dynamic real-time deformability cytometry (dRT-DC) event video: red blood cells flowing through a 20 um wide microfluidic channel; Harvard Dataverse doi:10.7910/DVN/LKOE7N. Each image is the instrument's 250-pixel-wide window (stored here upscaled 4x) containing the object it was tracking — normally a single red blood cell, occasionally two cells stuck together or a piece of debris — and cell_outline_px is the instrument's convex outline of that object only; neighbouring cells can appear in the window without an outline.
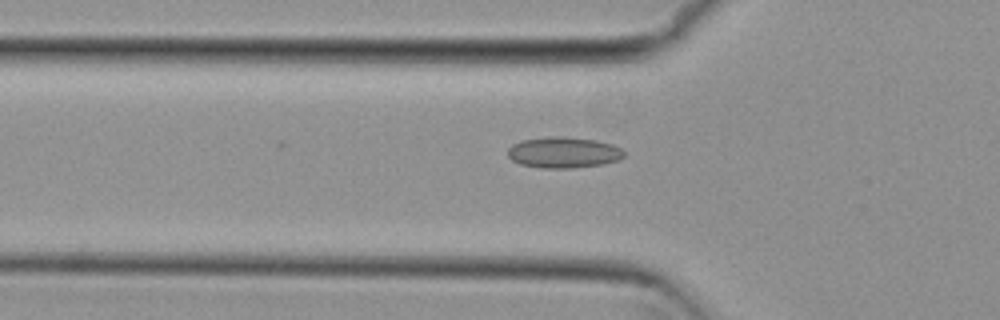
{"species": "common noctule bat (a hibernating species)", "species_latin": "Nyctalus noctula", "temperature_condition": "cold", "stored_images_in_passage": 33, "camera_frame_rate_fps": 3000, "um_per_image_px": 0.085, "animal": {"sex": "female", "body_mass_g": 29.2, "forearm_length_mm": 56.3}, "frame": {"image": 1, "passage_image": 2, "time_ms": 0.333, "image_size_px": [1000, 320], "cell_outline_px": [[624, 156], [620, 160], [604, 164], [572, 168], [540, 168], [520, 164], [512, 160], [508, 156], [508, 148], [512, 144], [520, 140], [548, 136], [560, 136], [596, 140], [612, 144], [620, 148], [624, 152]], "centroid_in_image_um": [47.89, 12.96], "position_along_channel_um": 77.9, "area_um2": 21.21}}
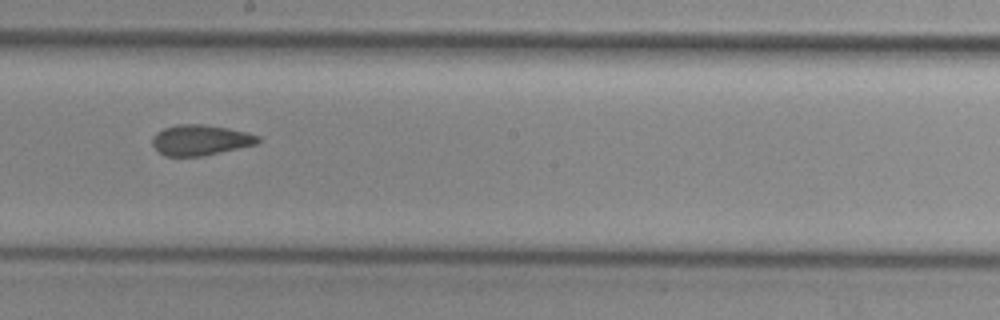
{"frame": {"image": 2, "passage_image": 14, "time_ms": 4.333, "image_size_px": [1000, 320], "cell_outline_px": [[260, 140], [256, 144], [204, 156], [164, 156], [152, 144], [152, 136], [156, 132], [164, 128], [176, 124], [204, 124], [228, 128], [248, 132], [260, 136]], "centroid_in_image_um": [17.03, 11.9], "position_along_channel_um": 231.2, "area_um2": 18.9}}
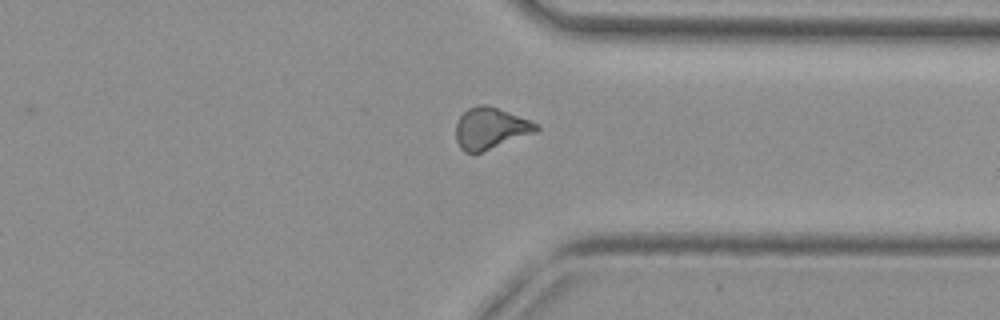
{"frame": {"image": 3, "passage_image": 25, "time_ms": 8.0, "image_size_px": [1000, 320], "cell_outline_px": [[540, 128], [536, 132], [480, 152], [464, 152], [460, 148], [456, 140], [456, 124], [460, 116], [468, 108], [480, 104], [488, 104], [540, 124]], "centroid_in_image_um": [41.69, 10.89], "position_along_channel_um": 369.7, "area_um2": 19.31}, "authors_computed_cell_mechanics": {"area_um2": 18.9006, "velocity_mm_per_s": 3.8208, "shape_relaxation_time_tau1_ms": null, "shape_relaxation_time_tau2_ms": 2.3183, "deformation_change_tau1": null, "deformation_change_tau2": 0.0864}}